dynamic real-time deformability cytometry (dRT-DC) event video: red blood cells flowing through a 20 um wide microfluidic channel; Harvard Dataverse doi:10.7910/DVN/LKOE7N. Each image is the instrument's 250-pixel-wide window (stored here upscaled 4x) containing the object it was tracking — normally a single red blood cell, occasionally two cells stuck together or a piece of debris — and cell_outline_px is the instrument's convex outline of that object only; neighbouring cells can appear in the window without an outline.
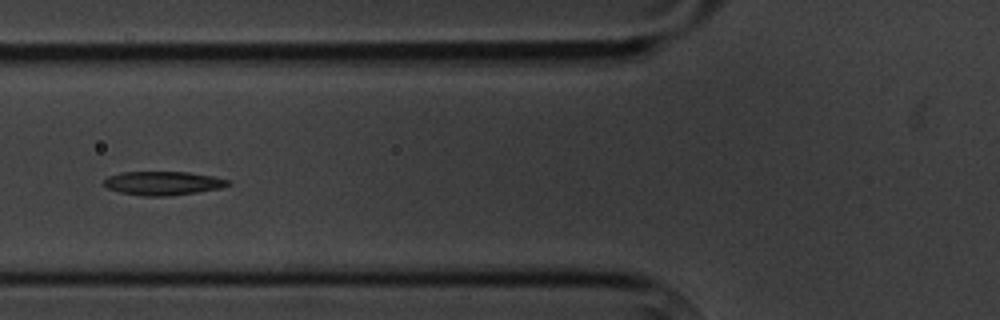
{"species": "common noctule bat (a hibernating species)", "species_latin": "Nyctalus noctula", "temperature_condition": "cold", "stored_images_in_passage": 15, "camera_frame_rate_fps": 3000, "um_per_image_px": 0.085, "animal": {"sex": "male", "body_mass_g": 20.1, "forearm_length_mm": 53.5}, "frame": {"image": 1, "passage_image": 6, "time_ms": 6.667, "image_size_px": [1000, 320], "cell_outline_px": [[232, 184], [220, 188], [196, 192], [168, 196], [144, 196], [120, 192], [108, 188], [104, 184], [104, 180], [108, 176], [120, 172], [188, 172], [212, 176], [228, 180]], "centroid_in_image_um": [13.84, 15.57], "position_along_channel_um": 112.0, "area_um2": 17.05}}
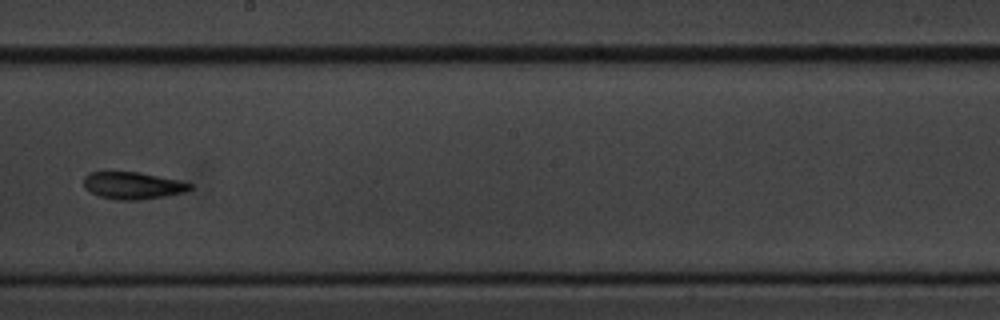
{"frame": {"image": 2, "passage_image": 9, "time_ms": 10.333, "image_size_px": [1000, 320], "cell_outline_px": [[192, 188], [184, 192], [164, 196], [140, 200], [116, 200], [100, 196], [84, 188], [84, 176], [88, 172], [136, 172], [180, 180], [192, 184]], "centroid_in_image_um": [11.27, 15.77], "position_along_channel_um": 236.9, "area_um2": 16.7}}
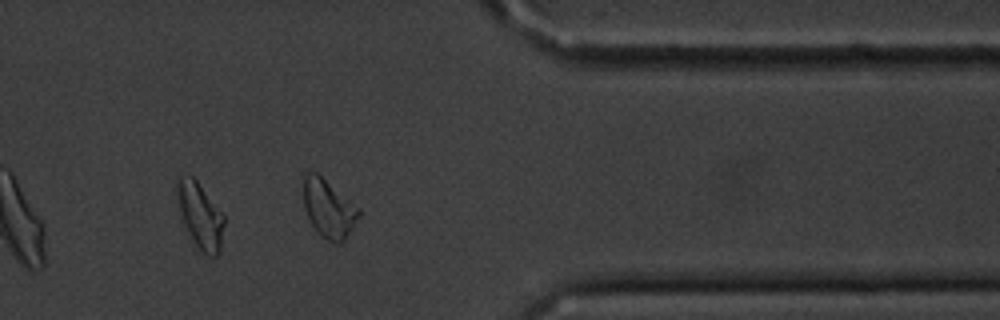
{"frame": {"image": 3, "passage_image": 13, "time_ms": 15.0, "image_size_px": [1000, 320], "cell_outline_px": [[224, 224], [220, 248], [216, 256], [208, 256], [200, 252], [192, 240], [184, 224], [180, 212], [176, 192], [176, 176], [180, 172], [192, 176], [196, 180], [224, 216]], "centroid_in_image_um": [16.97, 18.29], "position_along_channel_um": 394.4, "area_um2": 18.03}, "authors_computed_cell_mechanics": {"area_um2": 16.7042, "velocity_mm_per_s": 3.4112, "shape_relaxation_time_tau1_ms": 3.1543, "shape_relaxation_time_tau2_ms": 3.3294, "deformation_change_tau1": 0.1397, "deformation_change_tau2": 0.0965}}